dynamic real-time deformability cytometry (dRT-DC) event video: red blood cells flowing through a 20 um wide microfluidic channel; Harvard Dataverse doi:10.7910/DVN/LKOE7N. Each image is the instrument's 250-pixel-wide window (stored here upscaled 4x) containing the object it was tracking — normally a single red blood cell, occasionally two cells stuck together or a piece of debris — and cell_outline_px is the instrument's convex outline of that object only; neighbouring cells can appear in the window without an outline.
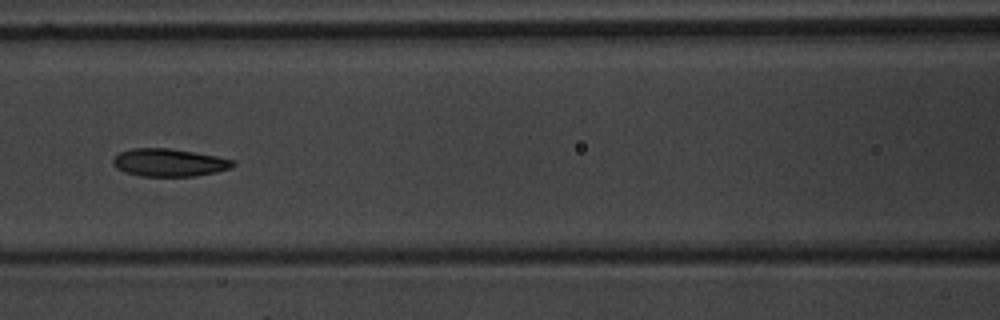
{"species": "common noctule bat (a hibernating species)", "species_latin": "Nyctalus noctula", "temperature_condition": "warm", "stored_images_in_passage": 5, "camera_frame_rate_fps": 3000, "um_per_image_px": 0.085, "animal": {"sex": "male", "body_mass_g": 20.1, "forearm_length_mm": 53.5}, "frame": {"image": 1, "passage_image": 4, "time_ms": 3.333, "image_size_px": [1000, 320], "cell_outline_px": [[236, 164], [232, 168], [216, 172], [196, 176], [140, 176], [124, 172], [116, 168], [112, 164], [112, 160], [120, 152], [132, 148], [168, 148], [196, 152], [236, 160]], "centroid_in_image_um": [14.4, 13.82], "position_along_channel_um": 152.2, "area_um2": 19.59}}
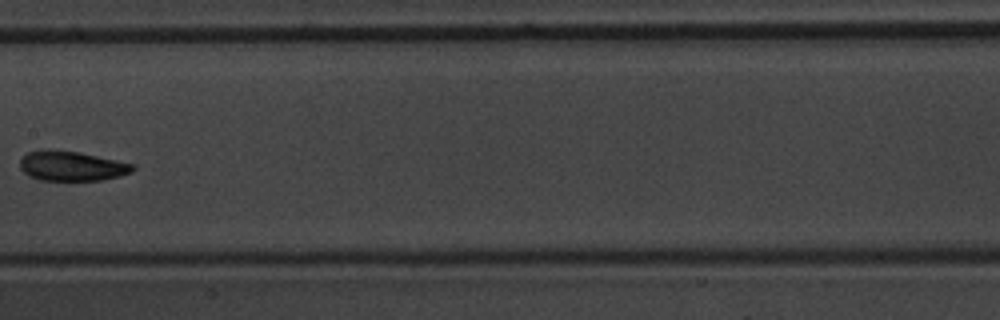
{"frame": {"image": 2, "passage_image": 5, "time_ms": 4.667, "image_size_px": [1000, 320], "cell_outline_px": [[136, 168], [132, 172], [120, 176], [100, 180], [40, 180], [28, 176], [20, 168], [20, 160], [28, 152], [40, 148], [48, 148], [80, 152], [136, 164]], "centroid_in_image_um": [6.1, 14.09], "position_along_channel_um": 201.3, "area_um2": 19.94}}